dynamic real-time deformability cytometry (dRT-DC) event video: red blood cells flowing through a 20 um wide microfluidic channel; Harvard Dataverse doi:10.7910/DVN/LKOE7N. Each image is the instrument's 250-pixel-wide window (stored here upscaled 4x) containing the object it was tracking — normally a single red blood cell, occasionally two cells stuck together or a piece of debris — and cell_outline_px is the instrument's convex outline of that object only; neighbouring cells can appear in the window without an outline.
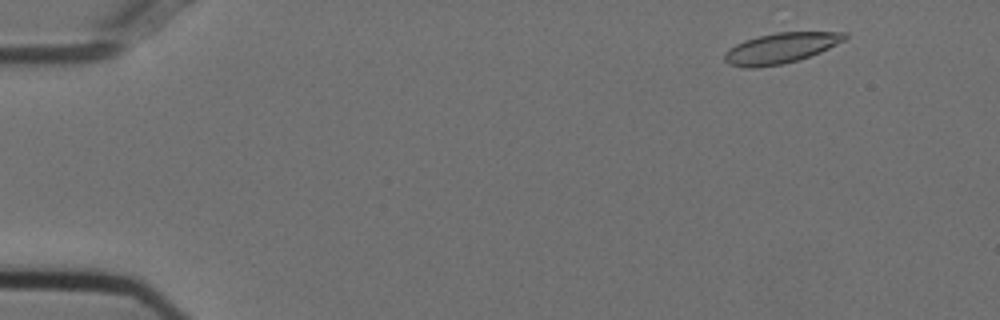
{"species": "Egyptian fruit bat (a non-hibernating species)", "species_latin": "Rousettus aegyptiacus", "temperature_condition": "cold", "stored_images_in_passage": 31, "camera_frame_rate_fps": 3000, "um_per_image_px": 0.085, "animal": {"sex": "female"}, "frame": {"image": 1, "passage_image": 4, "time_ms": 1.0, "image_size_px": [1000, 320], "cell_outline_px": [[848, 36], [844, 40], [820, 52], [784, 64], [756, 68], [744, 68], [728, 64], [724, 60], [724, 52], [736, 44], [744, 40], [756, 36], [776, 32], [848, 32]], "centroid_in_image_um": [66.32, 4.09], "position_along_channel_um": 18.7, "area_um2": 21.39}}
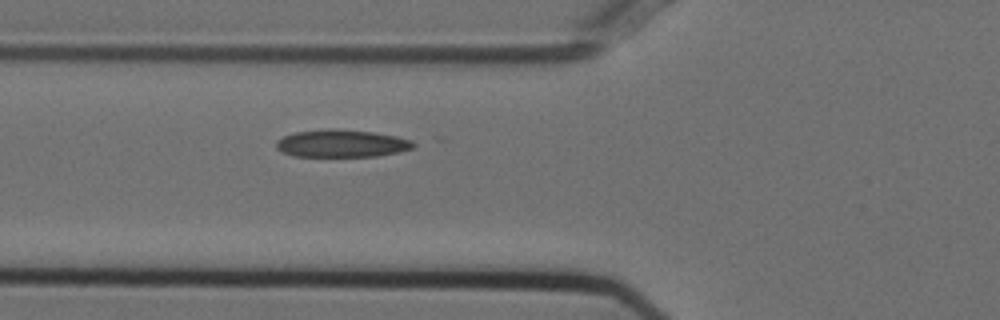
{"frame": {"image": 2, "passage_image": 19, "time_ms": 6.0, "image_size_px": [1000, 320], "cell_outline_px": [[416, 144], [412, 148], [400, 152], [376, 156], [292, 156], [280, 152], [276, 148], [276, 140], [284, 136], [296, 132], [328, 128], [336, 128], [372, 132], [396, 136], [412, 140]], "centroid_in_image_um": [29.02, 12.19], "position_along_channel_um": 96.8, "area_um2": 22.14}}
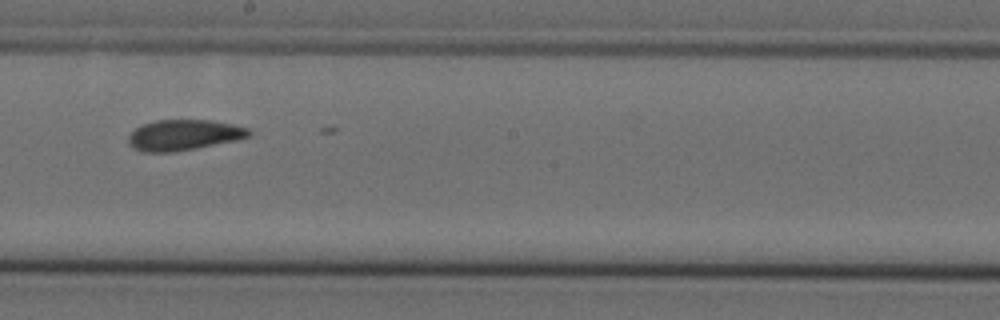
{"frame": {"image": 3, "passage_image": 30, "time_ms": 9.667, "image_size_px": [1000, 320], "cell_outline_px": [[252, 132], [248, 136], [236, 140], [176, 152], [144, 152], [132, 148], [128, 144], [128, 136], [136, 128], [144, 124], [156, 120], [212, 120], [232, 124], [248, 128]], "centroid_in_image_um": [15.6, 11.48], "position_along_channel_um": 232.6, "area_um2": 21.5}}